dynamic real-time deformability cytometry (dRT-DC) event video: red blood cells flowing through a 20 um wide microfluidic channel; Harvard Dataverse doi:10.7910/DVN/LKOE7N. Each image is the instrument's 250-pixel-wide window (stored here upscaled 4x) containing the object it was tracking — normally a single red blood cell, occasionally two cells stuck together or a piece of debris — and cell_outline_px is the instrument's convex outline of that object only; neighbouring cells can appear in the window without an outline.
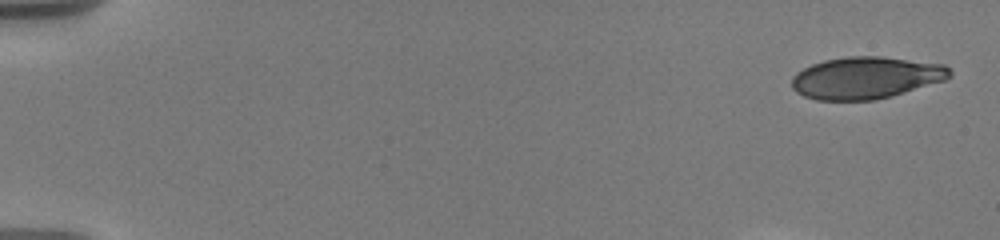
{"species": "human", "species_latin": "Homo sapiens", "temperature_condition": "warm", "stored_images_in_passage": 28, "camera_frame_rate_fps": 3000, "um_per_image_px": 0.085, "donor": {"sex": "male"}, "frame": {"image": 1, "passage_image": 1, "time_ms": 0.0, "image_size_px": [1000, 240], "cell_outline_px": [[952, 76], [944, 80], [892, 96], [876, 100], [816, 100], [804, 96], [796, 92], [792, 88], [792, 76], [796, 72], [812, 64], [824, 60], [848, 56], [880, 56], [944, 64], [952, 72]], "centroid_in_image_um": [73.59, 6.61], "position_along_channel_um": 11.4, "area_um2": 38.73}}
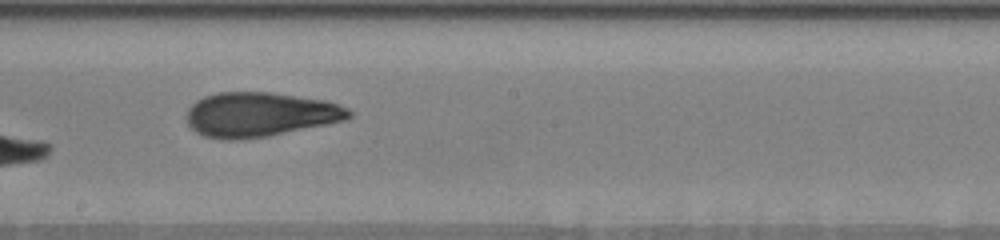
{"frame": {"image": 2, "passage_image": 16, "time_ms": 10.333, "image_size_px": [1000, 240], "cell_outline_px": [[352, 116], [344, 120], [328, 124], [268, 136], [240, 140], [220, 140], [204, 136], [196, 132], [188, 124], [188, 108], [196, 100], [204, 96], [220, 92], [272, 92], [324, 100], [340, 104], [348, 108], [352, 112]], "centroid_in_image_um": [22.1, 9.74], "position_along_channel_um": 226.1, "area_um2": 42.25}}
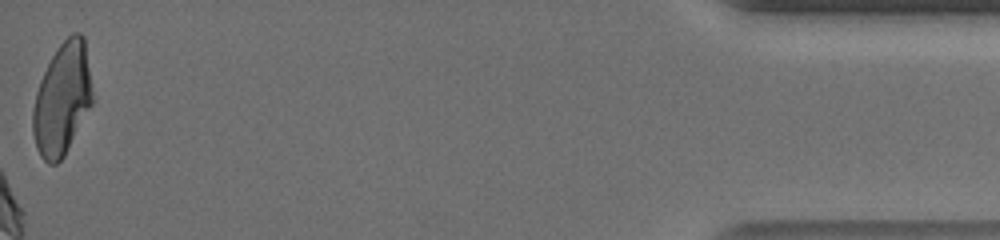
{"frame": {"image": 3, "passage_image": 28, "time_ms": 18.0, "image_size_px": [1000, 240], "cell_outline_px": [[96, 100], [64, 156], [56, 164], [48, 164], [40, 156], [36, 148], [32, 132], [32, 112], [36, 92], [40, 80], [56, 48], [72, 32], [80, 32], [84, 36]], "centroid_in_image_um": [5.33, 8.42], "position_along_channel_um": 429.9, "area_um2": 39.82}, "authors_computed_cell_mechanics": {"area_um2": 39.015, "velocity_mm_per_s": 3.6389, "shape_relaxation_time_tau1_ms": 3.3478, "shape_relaxation_time_tau2_ms": null, "deformation_change_tau1": 0.1341, "deformation_change_tau2": null}}